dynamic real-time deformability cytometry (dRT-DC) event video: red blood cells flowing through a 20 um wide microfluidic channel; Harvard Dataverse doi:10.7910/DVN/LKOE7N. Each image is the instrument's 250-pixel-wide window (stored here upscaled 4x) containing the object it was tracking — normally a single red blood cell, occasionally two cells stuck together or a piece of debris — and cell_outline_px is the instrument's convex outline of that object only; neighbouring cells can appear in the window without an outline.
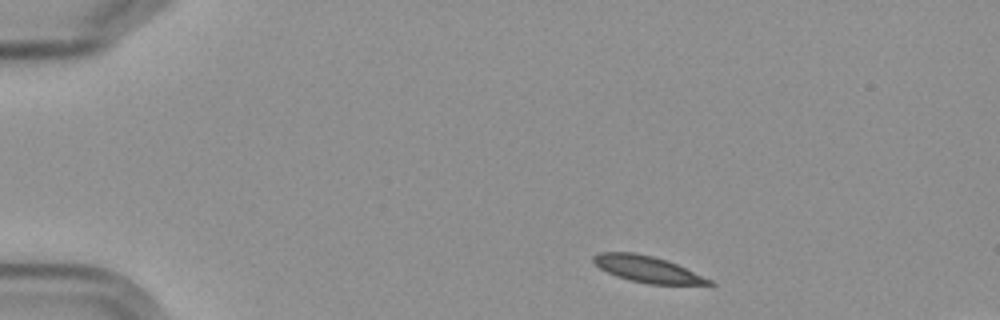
{"species": "Egyptian fruit bat (a non-hibernating species)", "species_latin": "Rousettus aegyptiacus", "temperature_condition": "cold", "stored_images_in_passage": 3, "camera_frame_rate_fps": 3000, "um_per_image_px": 0.085, "frame": {"image": 1, "passage_image": 1, "time_ms": 0.0, "image_size_px": [1000, 320], "cell_outline_px": [[716, 284], [712, 288], [648, 284], [628, 280], [616, 276], [600, 268], [592, 260], [592, 256], [600, 252], [632, 252], [652, 256], [668, 260], [712, 280]], "centroid_in_image_um": [55.2, 22.95], "position_along_channel_um": 29.8, "area_um2": 18.61}}